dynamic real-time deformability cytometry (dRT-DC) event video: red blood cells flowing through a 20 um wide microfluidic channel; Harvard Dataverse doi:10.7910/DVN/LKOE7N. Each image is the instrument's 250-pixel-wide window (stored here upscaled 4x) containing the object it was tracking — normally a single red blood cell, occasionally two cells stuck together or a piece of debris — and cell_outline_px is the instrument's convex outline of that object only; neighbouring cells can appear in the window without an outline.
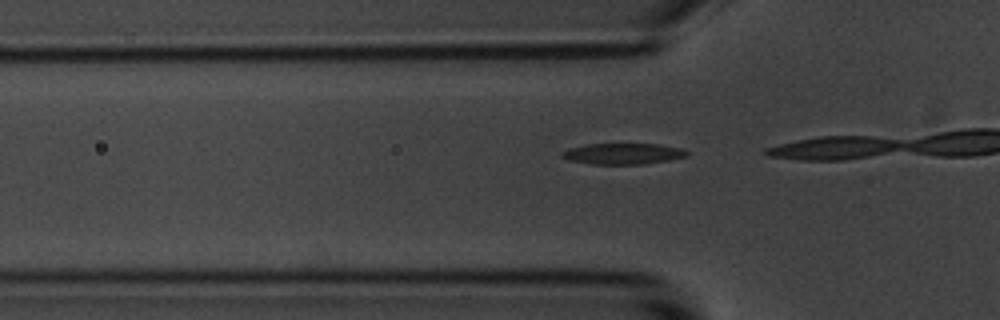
{"species": "common noctule bat (a hibernating species)", "species_latin": "Nyctalus noctula", "temperature_condition": "room temperature", "stored_images_in_passage": 4, "camera_frame_rate_fps": 3000, "um_per_image_px": 0.085, "animal": {"sex": "male", "body_mass_g": 20.1, "forearm_length_mm": 53.5}, "frame": {"image": 1, "passage_image": 2, "time_ms": 0.333, "image_size_px": [1000, 320], "cell_outline_px": [[688, 156], [668, 160], [644, 164], [592, 164], [568, 160], [560, 156], [560, 152], [568, 148], [584, 144], [660, 144], [680, 148], [688, 152]], "centroid_in_image_um": [52.9, 13.06], "position_along_channel_um": 72.9, "area_um2": 15.37}}